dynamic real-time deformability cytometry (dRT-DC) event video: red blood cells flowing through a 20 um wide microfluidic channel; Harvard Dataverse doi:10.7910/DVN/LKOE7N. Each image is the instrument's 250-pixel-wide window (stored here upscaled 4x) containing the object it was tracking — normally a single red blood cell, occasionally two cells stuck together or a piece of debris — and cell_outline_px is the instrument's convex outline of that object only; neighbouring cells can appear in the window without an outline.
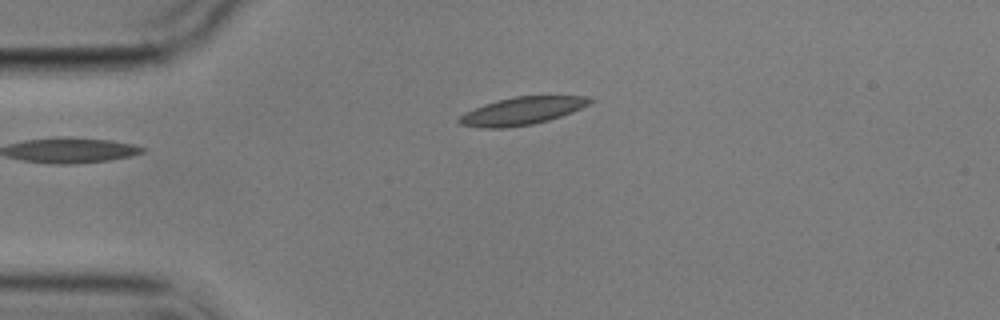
{"species": "common noctule bat (a hibernating species)", "species_latin": "Nyctalus noctula", "temperature_condition": "cold", "stored_images_in_passage": 3, "camera_frame_rate_fps": 3000, "um_per_image_px": 0.085, "animal": {"sex": "male", "body_mass_g": 17.9}, "frame": {"image": 1, "passage_image": 3, "time_ms": 3.0, "image_size_px": [1000, 320], "cell_outline_px": [[596, 100], [572, 112], [548, 120], [532, 124], [504, 128], [484, 128], [460, 124], [456, 120], [464, 112], [484, 104], [496, 100], [516, 96], [588, 96]], "centroid_in_image_um": [44.35, 9.42], "position_along_channel_um": 40.7, "area_um2": 21.04}}